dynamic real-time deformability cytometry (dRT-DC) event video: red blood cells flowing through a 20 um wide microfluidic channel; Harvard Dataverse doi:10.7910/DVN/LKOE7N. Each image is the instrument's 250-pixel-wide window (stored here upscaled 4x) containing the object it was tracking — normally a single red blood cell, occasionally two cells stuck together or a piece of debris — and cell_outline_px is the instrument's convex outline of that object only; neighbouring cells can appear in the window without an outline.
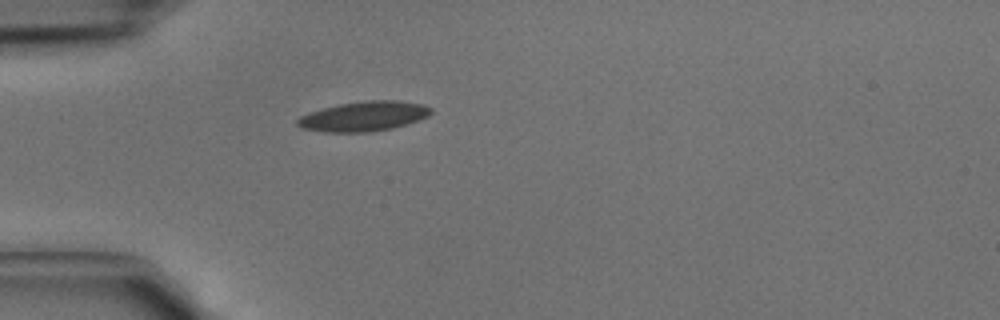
{"species": "common noctule bat (a hibernating species)", "species_latin": "Nyctalus noctula", "temperature_condition": "cold", "stored_images_in_passage": 1, "camera_frame_rate_fps": 3000, "um_per_image_px": 0.085, "animal": {"sex": "male", "body_mass_g": 15.6}, "frame": {"image": 1, "passage_image": 1, "time_ms": 0.0, "image_size_px": [1000, 320], "cell_outline_px": [[432, 112], [428, 116], [392, 128], [368, 132], [324, 132], [300, 128], [296, 124], [296, 120], [300, 116], [308, 112], [340, 104], [364, 100], [396, 100], [424, 104], [432, 108]], "centroid_in_image_um": [30.89, 9.88], "position_along_channel_um": 54.1, "area_um2": 23.18}}